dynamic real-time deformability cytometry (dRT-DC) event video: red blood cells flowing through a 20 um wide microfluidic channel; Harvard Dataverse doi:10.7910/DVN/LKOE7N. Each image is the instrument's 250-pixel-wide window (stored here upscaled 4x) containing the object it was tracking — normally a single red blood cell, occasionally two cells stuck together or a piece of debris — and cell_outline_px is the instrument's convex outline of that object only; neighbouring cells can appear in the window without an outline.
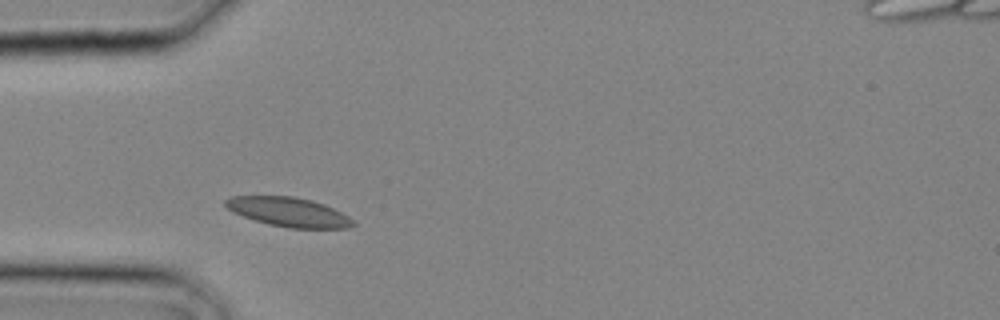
{"species": "common noctule bat (a hibernating species)", "species_latin": "Nyctalus noctula", "temperature_condition": "cold", "stored_images_in_passage": 3, "camera_frame_rate_fps": 3000, "um_per_image_px": 0.085, "animal": {"sex": "male", "body_mass_g": 20.4}, "frame": {"image": 1, "passage_image": 3, "time_ms": 0.667, "image_size_px": [1000, 320], "cell_outline_px": [[356, 224], [348, 228], [288, 228], [268, 224], [232, 212], [224, 204], [224, 200], [232, 196], [292, 196], [312, 200], [324, 204], [348, 216]], "centroid_in_image_um": [24.53, 18.02], "position_along_channel_um": 60.5, "area_um2": 21.62}}